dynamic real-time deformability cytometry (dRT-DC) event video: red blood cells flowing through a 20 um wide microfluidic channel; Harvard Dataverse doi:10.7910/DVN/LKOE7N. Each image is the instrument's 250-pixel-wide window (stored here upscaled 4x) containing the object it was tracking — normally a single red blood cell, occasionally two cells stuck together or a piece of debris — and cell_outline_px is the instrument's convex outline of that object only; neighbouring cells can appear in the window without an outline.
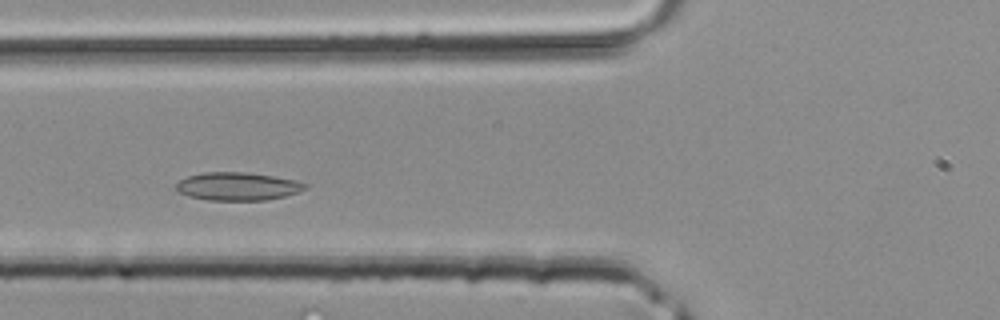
{"species": "common noctule bat (a hibernating species)", "species_latin": "Nyctalus noctula", "temperature_condition": "room temperature", "stored_images_in_passage": 30, "camera_frame_rate_fps": 3000, "um_per_image_px": 0.085, "animal": {"sex": "male", "body_mass_g": 20.4}, "frame": {"image": 1, "passage_image": 7, "time_ms": 2.0, "image_size_px": [1000, 320], "cell_outline_px": [[308, 188], [300, 192], [284, 196], [264, 200], [208, 200], [188, 196], [180, 192], [176, 188], [176, 184], [180, 180], [188, 176], [204, 172], [244, 172], [272, 176], [296, 180], [308, 184]], "centroid_in_image_um": [20.23, 15.84], "position_along_channel_um": 105.6, "area_um2": 21.04}}
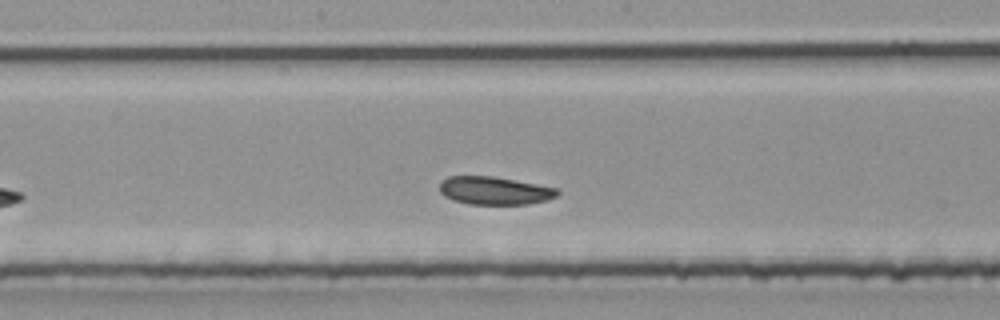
{"frame": {"image": 2, "passage_image": 13, "time_ms": 4.0, "image_size_px": [1000, 320], "cell_outline_px": [[560, 192], [556, 196], [548, 200], [528, 204], [468, 204], [452, 200], [444, 196], [440, 192], [440, 184], [448, 176], [492, 176], [560, 188]], "centroid_in_image_um": [42.06, 16.21], "position_along_channel_um": 206.1, "area_um2": 19.31}}
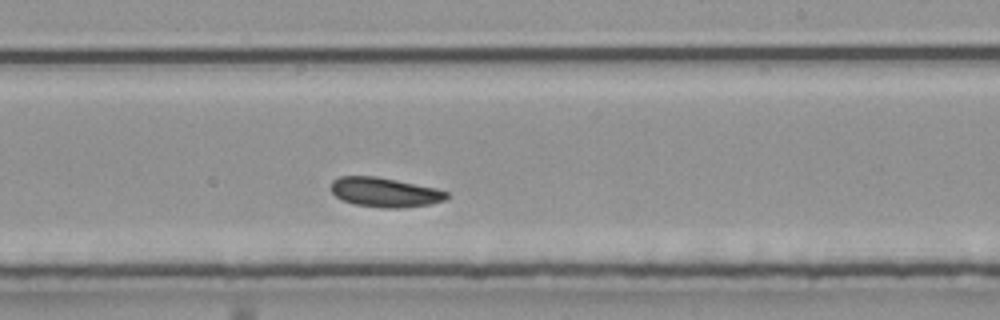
{"frame": {"image": 3, "passage_image": 16, "time_ms": 5.0, "image_size_px": [1000, 320], "cell_outline_px": [[448, 196], [444, 200], [432, 204], [404, 208], [384, 208], [352, 204], [336, 196], [332, 192], [332, 180], [340, 176], [376, 176], [436, 188], [448, 192]], "centroid_in_image_um": [32.72, 16.35], "position_along_channel_um": 256.3, "area_um2": 19.88}}